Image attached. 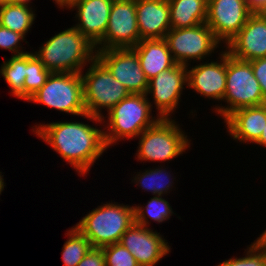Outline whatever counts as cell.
Returning <instances> with one entry per match:
<instances>
[{
    "label": "cell",
    "mask_w": 266,
    "mask_h": 266,
    "mask_svg": "<svg viewBox=\"0 0 266 266\" xmlns=\"http://www.w3.org/2000/svg\"><path fill=\"white\" fill-rule=\"evenodd\" d=\"M159 234L134 222L121 236L119 243L131 252L139 266H154L171 252V246Z\"/></svg>",
    "instance_id": "14"
},
{
    "label": "cell",
    "mask_w": 266,
    "mask_h": 266,
    "mask_svg": "<svg viewBox=\"0 0 266 266\" xmlns=\"http://www.w3.org/2000/svg\"><path fill=\"white\" fill-rule=\"evenodd\" d=\"M134 222V206L111 201L86 214L75 227L92 247L102 248L119 243L121 236Z\"/></svg>",
    "instance_id": "4"
},
{
    "label": "cell",
    "mask_w": 266,
    "mask_h": 266,
    "mask_svg": "<svg viewBox=\"0 0 266 266\" xmlns=\"http://www.w3.org/2000/svg\"><path fill=\"white\" fill-rule=\"evenodd\" d=\"M77 266H106L103 249L92 247Z\"/></svg>",
    "instance_id": "32"
},
{
    "label": "cell",
    "mask_w": 266,
    "mask_h": 266,
    "mask_svg": "<svg viewBox=\"0 0 266 266\" xmlns=\"http://www.w3.org/2000/svg\"><path fill=\"white\" fill-rule=\"evenodd\" d=\"M21 41H25V37L12 30L4 28L0 25V48L9 50L13 53L12 56H19L28 53L23 51L24 47H21Z\"/></svg>",
    "instance_id": "30"
},
{
    "label": "cell",
    "mask_w": 266,
    "mask_h": 266,
    "mask_svg": "<svg viewBox=\"0 0 266 266\" xmlns=\"http://www.w3.org/2000/svg\"><path fill=\"white\" fill-rule=\"evenodd\" d=\"M51 73H81L96 58V48L73 25L33 52Z\"/></svg>",
    "instance_id": "2"
},
{
    "label": "cell",
    "mask_w": 266,
    "mask_h": 266,
    "mask_svg": "<svg viewBox=\"0 0 266 266\" xmlns=\"http://www.w3.org/2000/svg\"><path fill=\"white\" fill-rule=\"evenodd\" d=\"M184 86L187 83V66L176 64L174 67L160 72L156 77L149 80L146 96L151 95L156 106L157 116L162 119H171V114L179 106V100Z\"/></svg>",
    "instance_id": "13"
},
{
    "label": "cell",
    "mask_w": 266,
    "mask_h": 266,
    "mask_svg": "<svg viewBox=\"0 0 266 266\" xmlns=\"http://www.w3.org/2000/svg\"><path fill=\"white\" fill-rule=\"evenodd\" d=\"M11 3H15V4H24V5H29L30 6V3L31 0H10Z\"/></svg>",
    "instance_id": "37"
},
{
    "label": "cell",
    "mask_w": 266,
    "mask_h": 266,
    "mask_svg": "<svg viewBox=\"0 0 266 266\" xmlns=\"http://www.w3.org/2000/svg\"><path fill=\"white\" fill-rule=\"evenodd\" d=\"M169 173V174H168ZM171 172H167L164 166L158 165V168L144 170L143 172H137L133 175V183L137 186H141L142 190L151 192L152 195H161L170 193V190L173 188V183L176 178H173ZM172 176V178H171ZM174 179V180H173ZM166 180V181H165Z\"/></svg>",
    "instance_id": "23"
},
{
    "label": "cell",
    "mask_w": 266,
    "mask_h": 266,
    "mask_svg": "<svg viewBox=\"0 0 266 266\" xmlns=\"http://www.w3.org/2000/svg\"><path fill=\"white\" fill-rule=\"evenodd\" d=\"M246 4L254 12H258L266 4V0H246Z\"/></svg>",
    "instance_id": "33"
},
{
    "label": "cell",
    "mask_w": 266,
    "mask_h": 266,
    "mask_svg": "<svg viewBox=\"0 0 266 266\" xmlns=\"http://www.w3.org/2000/svg\"><path fill=\"white\" fill-rule=\"evenodd\" d=\"M171 29L206 23L208 0H168Z\"/></svg>",
    "instance_id": "21"
},
{
    "label": "cell",
    "mask_w": 266,
    "mask_h": 266,
    "mask_svg": "<svg viewBox=\"0 0 266 266\" xmlns=\"http://www.w3.org/2000/svg\"><path fill=\"white\" fill-rule=\"evenodd\" d=\"M37 125L32 127L35 135L61 155L79 176H86L96 160L108 149L104 129L97 126L79 121Z\"/></svg>",
    "instance_id": "1"
},
{
    "label": "cell",
    "mask_w": 266,
    "mask_h": 266,
    "mask_svg": "<svg viewBox=\"0 0 266 266\" xmlns=\"http://www.w3.org/2000/svg\"><path fill=\"white\" fill-rule=\"evenodd\" d=\"M224 123L232 139L241 144L255 143L266 125V104L237 109L224 119Z\"/></svg>",
    "instance_id": "18"
},
{
    "label": "cell",
    "mask_w": 266,
    "mask_h": 266,
    "mask_svg": "<svg viewBox=\"0 0 266 266\" xmlns=\"http://www.w3.org/2000/svg\"><path fill=\"white\" fill-rule=\"evenodd\" d=\"M27 102L42 104L57 111L81 116L96 123L102 118L86 113L81 73H51L46 83Z\"/></svg>",
    "instance_id": "5"
},
{
    "label": "cell",
    "mask_w": 266,
    "mask_h": 266,
    "mask_svg": "<svg viewBox=\"0 0 266 266\" xmlns=\"http://www.w3.org/2000/svg\"><path fill=\"white\" fill-rule=\"evenodd\" d=\"M81 77L86 113L91 116L103 118L102 109L108 112L130 94L97 58L85 73L81 72Z\"/></svg>",
    "instance_id": "8"
},
{
    "label": "cell",
    "mask_w": 266,
    "mask_h": 266,
    "mask_svg": "<svg viewBox=\"0 0 266 266\" xmlns=\"http://www.w3.org/2000/svg\"><path fill=\"white\" fill-rule=\"evenodd\" d=\"M146 204L145 207L139 206V204L134 206L135 223L144 227L149 228V220L147 218H151L157 223H162L170 219V216L174 214L170 203L161 195H155Z\"/></svg>",
    "instance_id": "25"
},
{
    "label": "cell",
    "mask_w": 266,
    "mask_h": 266,
    "mask_svg": "<svg viewBox=\"0 0 266 266\" xmlns=\"http://www.w3.org/2000/svg\"><path fill=\"white\" fill-rule=\"evenodd\" d=\"M253 13L246 0H208L206 24L226 46Z\"/></svg>",
    "instance_id": "12"
},
{
    "label": "cell",
    "mask_w": 266,
    "mask_h": 266,
    "mask_svg": "<svg viewBox=\"0 0 266 266\" xmlns=\"http://www.w3.org/2000/svg\"><path fill=\"white\" fill-rule=\"evenodd\" d=\"M223 101L227 106H222L221 103V106H215L213 110L222 119L237 109L266 104L259 82L254 76L251 62L237 59L227 52L226 90Z\"/></svg>",
    "instance_id": "6"
},
{
    "label": "cell",
    "mask_w": 266,
    "mask_h": 266,
    "mask_svg": "<svg viewBox=\"0 0 266 266\" xmlns=\"http://www.w3.org/2000/svg\"><path fill=\"white\" fill-rule=\"evenodd\" d=\"M35 10L29 5L9 3L0 8V25L26 36L35 20Z\"/></svg>",
    "instance_id": "22"
},
{
    "label": "cell",
    "mask_w": 266,
    "mask_h": 266,
    "mask_svg": "<svg viewBox=\"0 0 266 266\" xmlns=\"http://www.w3.org/2000/svg\"><path fill=\"white\" fill-rule=\"evenodd\" d=\"M141 40L162 39L171 29L168 0H136Z\"/></svg>",
    "instance_id": "19"
},
{
    "label": "cell",
    "mask_w": 266,
    "mask_h": 266,
    "mask_svg": "<svg viewBox=\"0 0 266 266\" xmlns=\"http://www.w3.org/2000/svg\"><path fill=\"white\" fill-rule=\"evenodd\" d=\"M68 239L62 248V262L64 266H77L83 257L91 250L89 240L75 227H71L65 236Z\"/></svg>",
    "instance_id": "26"
},
{
    "label": "cell",
    "mask_w": 266,
    "mask_h": 266,
    "mask_svg": "<svg viewBox=\"0 0 266 266\" xmlns=\"http://www.w3.org/2000/svg\"><path fill=\"white\" fill-rule=\"evenodd\" d=\"M223 48L231 56L244 61L266 57V18L254 12Z\"/></svg>",
    "instance_id": "15"
},
{
    "label": "cell",
    "mask_w": 266,
    "mask_h": 266,
    "mask_svg": "<svg viewBox=\"0 0 266 266\" xmlns=\"http://www.w3.org/2000/svg\"><path fill=\"white\" fill-rule=\"evenodd\" d=\"M114 0H77L68 9L77 10L75 27L95 46L104 38Z\"/></svg>",
    "instance_id": "17"
},
{
    "label": "cell",
    "mask_w": 266,
    "mask_h": 266,
    "mask_svg": "<svg viewBox=\"0 0 266 266\" xmlns=\"http://www.w3.org/2000/svg\"><path fill=\"white\" fill-rule=\"evenodd\" d=\"M152 109L146 94L134 93H130L113 106L107 112V121L105 117L102 118V124L105 123L104 139L107 147L122 139L137 138L144 130L153 126L160 118L157 115L156 118L153 117Z\"/></svg>",
    "instance_id": "3"
},
{
    "label": "cell",
    "mask_w": 266,
    "mask_h": 266,
    "mask_svg": "<svg viewBox=\"0 0 266 266\" xmlns=\"http://www.w3.org/2000/svg\"><path fill=\"white\" fill-rule=\"evenodd\" d=\"M4 175H2V172L0 171V195L1 192L3 191L4 187H5V182H4Z\"/></svg>",
    "instance_id": "38"
},
{
    "label": "cell",
    "mask_w": 266,
    "mask_h": 266,
    "mask_svg": "<svg viewBox=\"0 0 266 266\" xmlns=\"http://www.w3.org/2000/svg\"><path fill=\"white\" fill-rule=\"evenodd\" d=\"M106 266H139L134 256L120 243L102 247Z\"/></svg>",
    "instance_id": "29"
},
{
    "label": "cell",
    "mask_w": 266,
    "mask_h": 266,
    "mask_svg": "<svg viewBox=\"0 0 266 266\" xmlns=\"http://www.w3.org/2000/svg\"><path fill=\"white\" fill-rule=\"evenodd\" d=\"M258 13L262 16V17H264V18H266V4L258 11Z\"/></svg>",
    "instance_id": "39"
},
{
    "label": "cell",
    "mask_w": 266,
    "mask_h": 266,
    "mask_svg": "<svg viewBox=\"0 0 266 266\" xmlns=\"http://www.w3.org/2000/svg\"><path fill=\"white\" fill-rule=\"evenodd\" d=\"M255 241L262 247L266 248V229Z\"/></svg>",
    "instance_id": "36"
},
{
    "label": "cell",
    "mask_w": 266,
    "mask_h": 266,
    "mask_svg": "<svg viewBox=\"0 0 266 266\" xmlns=\"http://www.w3.org/2000/svg\"><path fill=\"white\" fill-rule=\"evenodd\" d=\"M255 78L258 80L261 92L266 100V57L250 61Z\"/></svg>",
    "instance_id": "31"
},
{
    "label": "cell",
    "mask_w": 266,
    "mask_h": 266,
    "mask_svg": "<svg viewBox=\"0 0 266 266\" xmlns=\"http://www.w3.org/2000/svg\"><path fill=\"white\" fill-rule=\"evenodd\" d=\"M164 39L175 62L188 67L191 60L203 62L221 45L206 23L191 28L170 29Z\"/></svg>",
    "instance_id": "9"
},
{
    "label": "cell",
    "mask_w": 266,
    "mask_h": 266,
    "mask_svg": "<svg viewBox=\"0 0 266 266\" xmlns=\"http://www.w3.org/2000/svg\"><path fill=\"white\" fill-rule=\"evenodd\" d=\"M139 138L135 157L141 162H166L180 156L190 148V139L175 120L160 118L144 130Z\"/></svg>",
    "instance_id": "7"
},
{
    "label": "cell",
    "mask_w": 266,
    "mask_h": 266,
    "mask_svg": "<svg viewBox=\"0 0 266 266\" xmlns=\"http://www.w3.org/2000/svg\"><path fill=\"white\" fill-rule=\"evenodd\" d=\"M10 3V0H0V8L5 7Z\"/></svg>",
    "instance_id": "40"
},
{
    "label": "cell",
    "mask_w": 266,
    "mask_h": 266,
    "mask_svg": "<svg viewBox=\"0 0 266 266\" xmlns=\"http://www.w3.org/2000/svg\"><path fill=\"white\" fill-rule=\"evenodd\" d=\"M50 74L51 72L45 68L32 51L26 53L25 101L46 83Z\"/></svg>",
    "instance_id": "27"
},
{
    "label": "cell",
    "mask_w": 266,
    "mask_h": 266,
    "mask_svg": "<svg viewBox=\"0 0 266 266\" xmlns=\"http://www.w3.org/2000/svg\"><path fill=\"white\" fill-rule=\"evenodd\" d=\"M219 58V62L207 61L189 68L187 66V87L209 100L223 101L226 90L225 50L220 52Z\"/></svg>",
    "instance_id": "16"
},
{
    "label": "cell",
    "mask_w": 266,
    "mask_h": 266,
    "mask_svg": "<svg viewBox=\"0 0 266 266\" xmlns=\"http://www.w3.org/2000/svg\"><path fill=\"white\" fill-rule=\"evenodd\" d=\"M140 38L137 25L136 0H114L104 38L96 50L133 48Z\"/></svg>",
    "instance_id": "10"
},
{
    "label": "cell",
    "mask_w": 266,
    "mask_h": 266,
    "mask_svg": "<svg viewBox=\"0 0 266 266\" xmlns=\"http://www.w3.org/2000/svg\"><path fill=\"white\" fill-rule=\"evenodd\" d=\"M96 58L130 93L146 94L149 80L132 48L96 50Z\"/></svg>",
    "instance_id": "11"
},
{
    "label": "cell",
    "mask_w": 266,
    "mask_h": 266,
    "mask_svg": "<svg viewBox=\"0 0 266 266\" xmlns=\"http://www.w3.org/2000/svg\"><path fill=\"white\" fill-rule=\"evenodd\" d=\"M243 257H231L219 263L217 266H266V248L262 247L255 240L245 250Z\"/></svg>",
    "instance_id": "28"
},
{
    "label": "cell",
    "mask_w": 266,
    "mask_h": 266,
    "mask_svg": "<svg viewBox=\"0 0 266 266\" xmlns=\"http://www.w3.org/2000/svg\"><path fill=\"white\" fill-rule=\"evenodd\" d=\"M132 49L136 52L148 80L177 64L164 38L140 40Z\"/></svg>",
    "instance_id": "20"
},
{
    "label": "cell",
    "mask_w": 266,
    "mask_h": 266,
    "mask_svg": "<svg viewBox=\"0 0 266 266\" xmlns=\"http://www.w3.org/2000/svg\"><path fill=\"white\" fill-rule=\"evenodd\" d=\"M54 1L59 8L61 7L63 9V8H69L77 0H53V2Z\"/></svg>",
    "instance_id": "34"
},
{
    "label": "cell",
    "mask_w": 266,
    "mask_h": 266,
    "mask_svg": "<svg viewBox=\"0 0 266 266\" xmlns=\"http://www.w3.org/2000/svg\"><path fill=\"white\" fill-rule=\"evenodd\" d=\"M0 75L10 87L11 95L24 100V82L26 77V54L11 56L0 67Z\"/></svg>",
    "instance_id": "24"
},
{
    "label": "cell",
    "mask_w": 266,
    "mask_h": 266,
    "mask_svg": "<svg viewBox=\"0 0 266 266\" xmlns=\"http://www.w3.org/2000/svg\"><path fill=\"white\" fill-rule=\"evenodd\" d=\"M254 144L262 145L264 148L266 147V125L261 133L260 138Z\"/></svg>",
    "instance_id": "35"
}]
</instances>
